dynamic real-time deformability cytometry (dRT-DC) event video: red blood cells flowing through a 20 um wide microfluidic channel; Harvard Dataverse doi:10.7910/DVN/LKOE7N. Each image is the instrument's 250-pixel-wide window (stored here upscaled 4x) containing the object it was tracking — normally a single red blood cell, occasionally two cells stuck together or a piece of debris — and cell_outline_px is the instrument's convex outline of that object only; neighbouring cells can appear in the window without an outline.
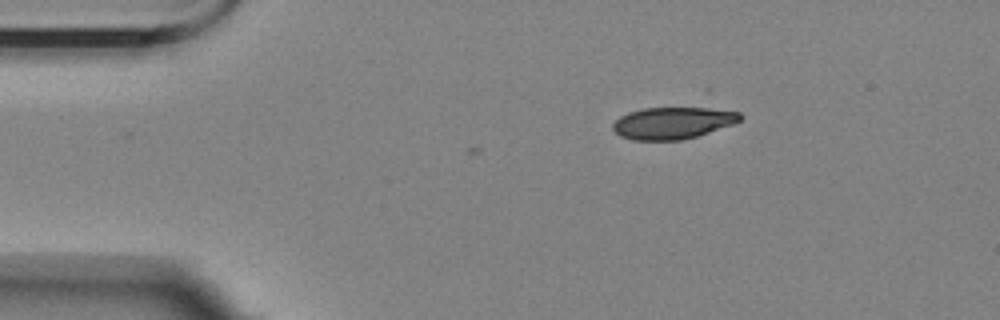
{"species": "Egyptian fruit bat (a non-hibernating species)", "species_latin": "Rousettus aegyptiacus", "temperature_condition": "room temperature", "stored_images_in_passage": 5, "camera_frame_rate_fps": 3000, "um_per_image_px": 0.085, "animal": {"sex": "female"}, "frame": {"image": 1, "passage_image": 1, "time_ms": 0.0, "image_size_px": [1000, 320], "cell_outline_px": [[744, 116], [740, 120], [732, 124], [696, 136], [680, 140], [632, 140], [620, 136], [612, 128], [612, 124], [620, 116], [628, 112], [644, 108], [708, 108], [740, 112]], "centroid_in_image_um": [57.15, 10.45], "position_along_channel_um": 27.8, "area_um2": 23.47}}
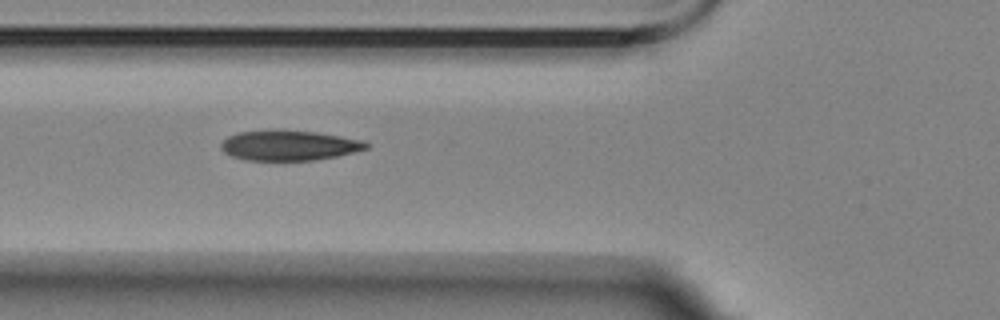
{"frame": {"image": 2, "passage_image": 4, "time_ms": 3.667, "image_size_px": [1000, 320], "cell_outline_px": [[368, 148], [336, 156], [312, 160], [248, 160], [232, 156], [224, 152], [220, 148], [220, 144], [228, 136], [236, 132], [272, 128], [284, 128], [316, 132], [364, 140], [368, 144]], "centroid_in_image_um": [24.51, 12.32], "position_along_channel_um": 101.3, "area_um2": 25.95}}
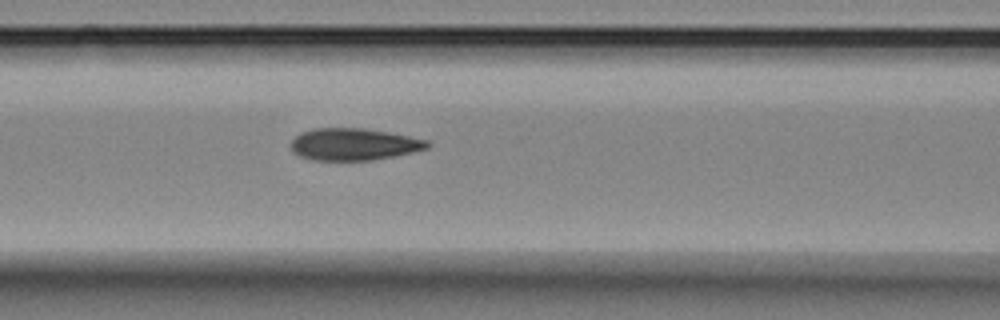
{"frame": {"image": 3, "passage_image": 5, "time_ms": 4.667, "image_size_px": [1000, 320], "cell_outline_px": [[432, 144], [428, 148], [412, 152], [372, 160], [312, 160], [300, 156], [292, 152], [292, 140], [300, 132], [312, 128], [360, 128], [388, 132], [428, 140]], "centroid_in_image_um": [30.06, 12.26], "position_along_channel_um": 136.5, "area_um2": 25.37}}